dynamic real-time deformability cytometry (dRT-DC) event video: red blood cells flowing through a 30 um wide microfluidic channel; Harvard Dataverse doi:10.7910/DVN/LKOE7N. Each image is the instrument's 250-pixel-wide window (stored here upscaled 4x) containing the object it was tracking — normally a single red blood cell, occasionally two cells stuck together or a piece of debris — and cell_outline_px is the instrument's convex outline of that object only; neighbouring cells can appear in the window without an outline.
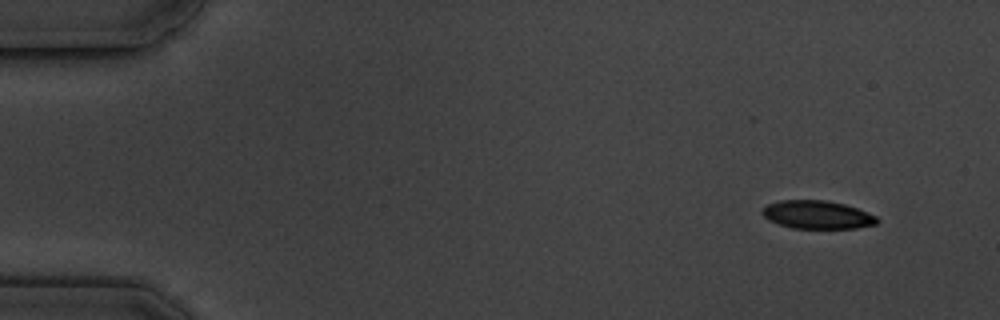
{"species": "common noctule bat (a hibernating species)", "species_latin": "Nyctalus noctula", "temperature_condition": "cold", "stored_images_in_passage": 9, "camera_frame_rate_fps": 3000, "um_per_image_px": 0.085, "animal": {"sex": "male", "body_mass_g": 19.5, "forearm_length_mm": 54.6}, "frame": {"image": 1, "passage_image": 1, "time_ms": 0.0, "image_size_px": [1000, 320], "cell_outline_px": [[880, 220], [876, 224], [856, 228], [792, 228], [768, 220], [760, 212], [760, 208], [768, 204], [780, 200], [828, 200], [844, 204], [856, 208], [876, 216]], "centroid_in_image_um": [69.43, 18.24], "position_along_channel_um": 15.6, "area_um2": 18.9}}